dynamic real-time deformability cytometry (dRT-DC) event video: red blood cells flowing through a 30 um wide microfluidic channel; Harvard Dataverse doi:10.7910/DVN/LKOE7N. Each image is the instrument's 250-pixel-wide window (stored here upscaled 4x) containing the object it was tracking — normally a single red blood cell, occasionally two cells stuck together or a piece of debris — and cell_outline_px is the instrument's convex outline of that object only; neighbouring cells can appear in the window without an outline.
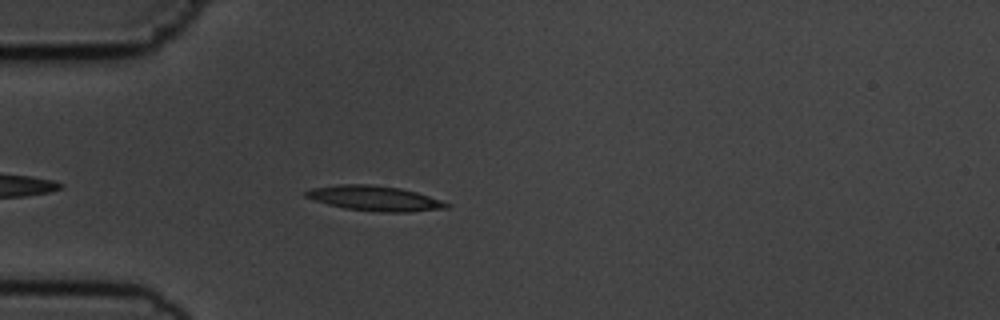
{"species": "common noctule bat (a hibernating species)", "species_latin": "Nyctalus noctula", "temperature_condition": "cold", "stored_images_in_passage": 42, "camera_frame_rate_fps": 3000, "um_per_image_px": 0.085, "animal": {"sex": "male", "body_mass_g": 19.5, "forearm_length_mm": 54.6}, "frame": {"image": 1, "passage_image": 5, "time_ms": 1.333, "image_size_px": [1000, 320], "cell_outline_px": [[452, 204], [448, 208], [408, 212], [384, 212], [344, 208], [328, 204], [304, 196], [304, 192], [312, 188], [340, 184], [368, 184], [400, 188], [416, 192]], "centroid_in_image_um": [31.86, 16.86], "position_along_channel_um": 53.1, "area_um2": 20.29}}
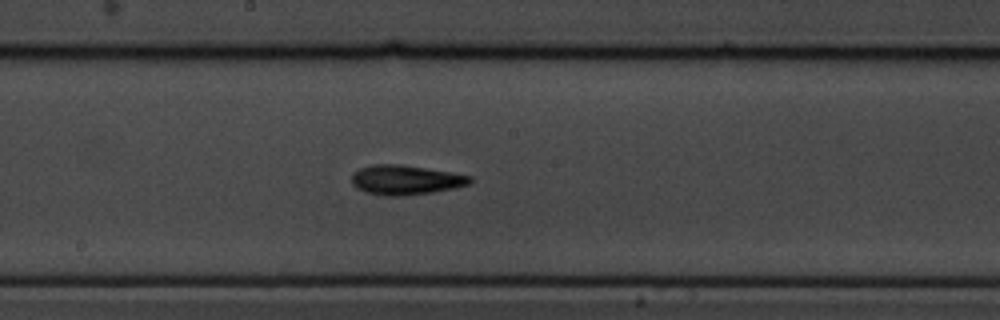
{"frame": {"image": 2, "passage_image": 19, "time_ms": 6.0, "image_size_px": [1000, 320], "cell_outline_px": [[472, 180], [468, 184], [456, 188], [432, 192], [404, 196], [384, 196], [364, 192], [356, 188], [352, 184], [352, 172], [360, 168], [372, 164], [400, 164], [472, 176]], "centroid_in_image_um": [34.42, 15.3], "position_along_channel_um": 213.8, "area_um2": 20.46}}
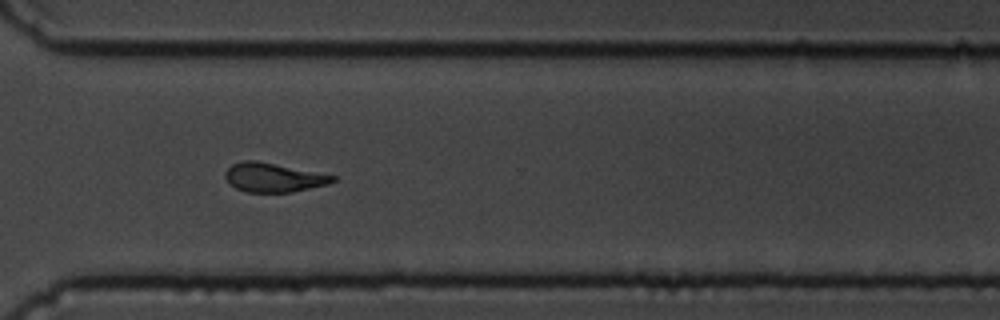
{"frame": {"image": 3, "passage_image": 30, "time_ms": 9.667, "image_size_px": [1000, 320], "cell_outline_px": [[336, 180], [328, 184], [292, 192], [244, 192], [228, 184], [224, 176], [224, 172], [232, 164], [244, 160], [256, 160], [336, 176]], "centroid_in_image_um": [23.19, 15.09], "position_along_channel_um": 347.4, "area_um2": 18.21}, "authors_computed_cell_mechanics": {"area_um2": 18.9295, "velocity_mm_per_s": 3.6552, "shape_relaxation_time_tau1_ms": 5.0058, "shape_relaxation_time_tau2_ms": 7.2687, "deformation_change_tau1": 0.1657, "deformation_change_tau2": 0.1724}}